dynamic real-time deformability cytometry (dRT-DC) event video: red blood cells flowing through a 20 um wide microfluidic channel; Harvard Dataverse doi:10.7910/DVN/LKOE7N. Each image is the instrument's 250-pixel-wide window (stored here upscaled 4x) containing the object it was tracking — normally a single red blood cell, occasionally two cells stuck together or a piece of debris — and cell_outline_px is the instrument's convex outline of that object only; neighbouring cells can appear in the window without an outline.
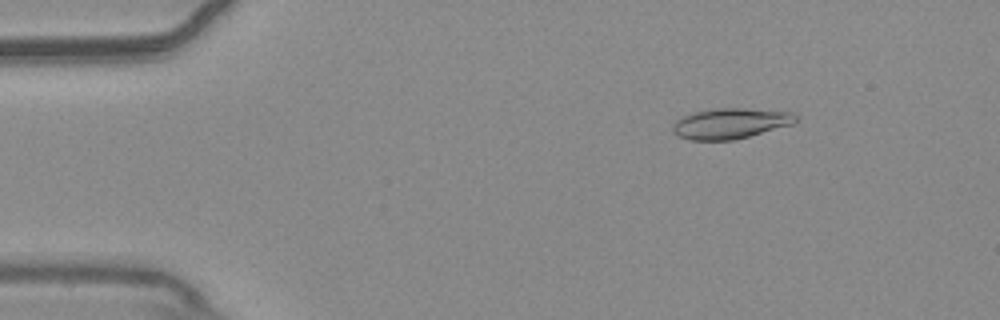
{"species": "common noctule bat (a hibernating species)", "species_latin": "Nyctalus noctula", "temperature_condition": "warm", "stored_images_in_passage": 54, "camera_frame_rate_fps": 3000, "um_per_image_px": 0.085, "animal": {"sex": "male", "body_mass_g": 20.4}, "frame": {"image": 1, "passage_image": 8, "time_ms": 2.333, "image_size_px": [1000, 320], "cell_outline_px": [[796, 120], [792, 124], [748, 136], [732, 140], [692, 140], [680, 136], [672, 132], [672, 124], [676, 120], [684, 116], [696, 112], [716, 108], [744, 108], [792, 112], [796, 116]], "centroid_in_image_um": [62.06, 10.49], "position_along_channel_um": 22.9, "area_um2": 21.56}}
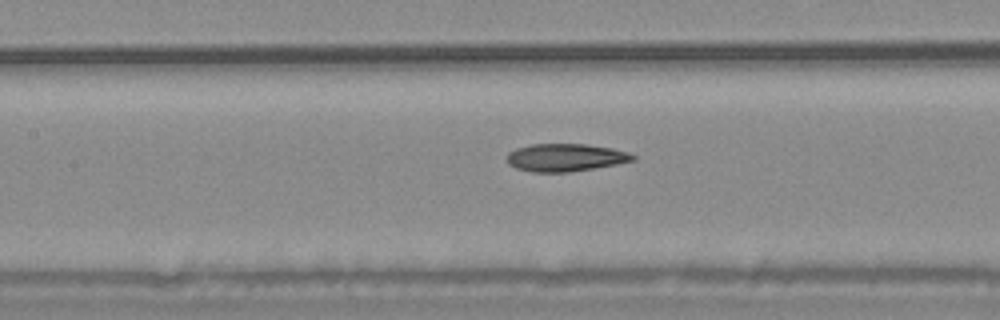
{"frame": {"image": 2, "passage_image": 25, "time_ms": 8.0, "image_size_px": [1000, 320], "cell_outline_px": [[636, 160], [616, 164], [568, 172], [532, 172], [516, 168], [508, 164], [508, 152], [516, 148], [532, 144], [584, 144], [612, 148], [628, 152], [636, 156]], "centroid_in_image_um": [48.06, 13.38], "position_along_channel_um": 159.3, "area_um2": 20.23}}
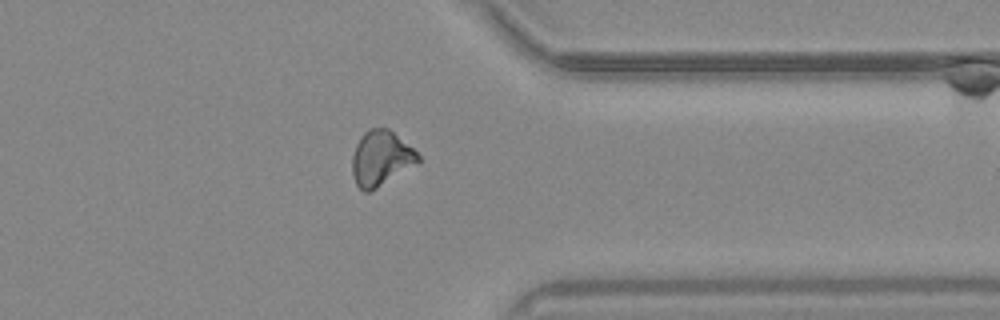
{"frame": {"image": 3, "passage_image": 43, "time_ms": 14.0, "image_size_px": [1000, 320], "cell_outline_px": [[420, 164], [376, 188], [368, 192], [364, 192], [356, 184], [352, 176], [352, 156], [356, 144], [360, 136], [368, 128], [388, 128], [412, 148], [420, 156]], "centroid_in_image_um": [32.38, 13.47], "position_along_channel_um": 379.0, "area_um2": 21.33}, "authors_computed_cell_mechanics": {"area_um2": 20.808, "velocity_mm_per_s": 3.7659, "shape_relaxation_time_tau1_ms": 9.3201, "shape_relaxation_time_tau2_ms": 5.7473, "deformation_change_tau1": 0.181, "deformation_change_tau2": 0.1434}}